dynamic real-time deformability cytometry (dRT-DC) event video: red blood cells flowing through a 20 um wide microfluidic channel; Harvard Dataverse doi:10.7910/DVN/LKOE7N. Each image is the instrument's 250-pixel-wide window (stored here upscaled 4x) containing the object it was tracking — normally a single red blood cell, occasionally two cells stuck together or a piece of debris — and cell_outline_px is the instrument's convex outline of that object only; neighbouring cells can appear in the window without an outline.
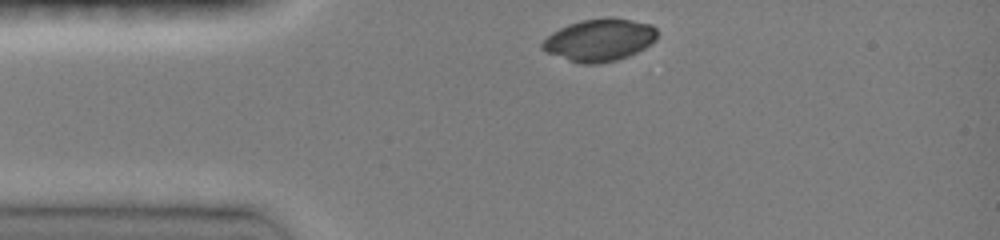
{"species": "common noctule bat (a hibernating species)", "species_latin": "Nyctalus noctula", "temperature_condition": "room temperature", "stored_images_in_passage": 49, "camera_frame_rate_fps": 3000, "um_per_image_px": 0.085, "animal": {"sex": "female", "body_mass_g": 19.0, "forearm_length_mm": 51.5}, "frame": {"image": 1, "passage_image": 1, "time_ms": 0.0, "image_size_px": [1000, 240], "cell_outline_px": [[656, 40], [652, 44], [628, 56], [616, 60], [600, 64], [580, 64], [568, 60], [548, 52], [540, 48], [540, 44], [552, 32], [568, 24], [580, 20], [604, 16], [612, 16], [652, 24], [656, 28]], "centroid_in_image_um": [50.97, 3.38], "position_along_channel_um": 34.0, "area_um2": 28.67}}
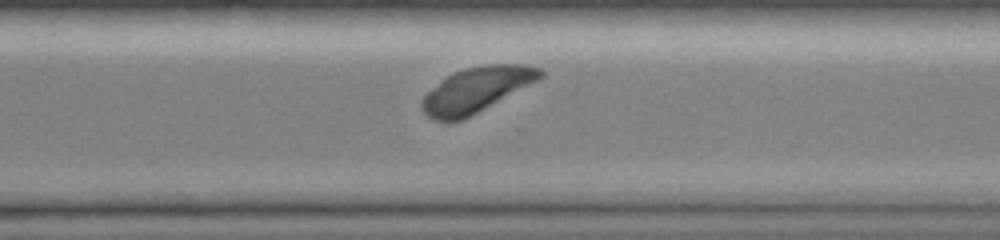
{"frame": {"image": 2, "passage_image": 39, "time_ms": 8.0, "image_size_px": [1000, 240], "cell_outline_px": [[544, 76], [484, 108], [460, 120], [432, 120], [424, 112], [420, 104], [420, 100], [432, 88], [452, 72], [464, 68], [488, 64], [524, 64], [540, 68], [544, 72]], "centroid_in_image_um": [40.46, 7.6], "position_along_channel_um": 330.1, "area_um2": 30.23}}
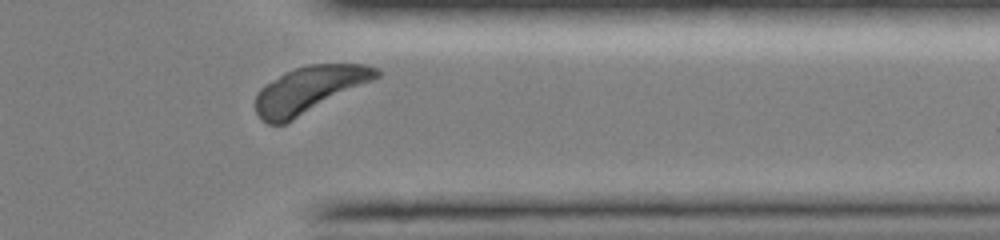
{"frame": {"image": 3, "passage_image": 45, "time_ms": 9.333, "image_size_px": [1000, 240], "cell_outline_px": [[380, 76], [284, 124], [268, 124], [260, 120], [256, 112], [256, 92], [264, 84], [284, 72], [308, 64], [364, 64], [376, 68], [380, 72]], "centroid_in_image_um": [26.22, 7.61], "position_along_channel_um": 385.2, "area_um2": 32.31}}